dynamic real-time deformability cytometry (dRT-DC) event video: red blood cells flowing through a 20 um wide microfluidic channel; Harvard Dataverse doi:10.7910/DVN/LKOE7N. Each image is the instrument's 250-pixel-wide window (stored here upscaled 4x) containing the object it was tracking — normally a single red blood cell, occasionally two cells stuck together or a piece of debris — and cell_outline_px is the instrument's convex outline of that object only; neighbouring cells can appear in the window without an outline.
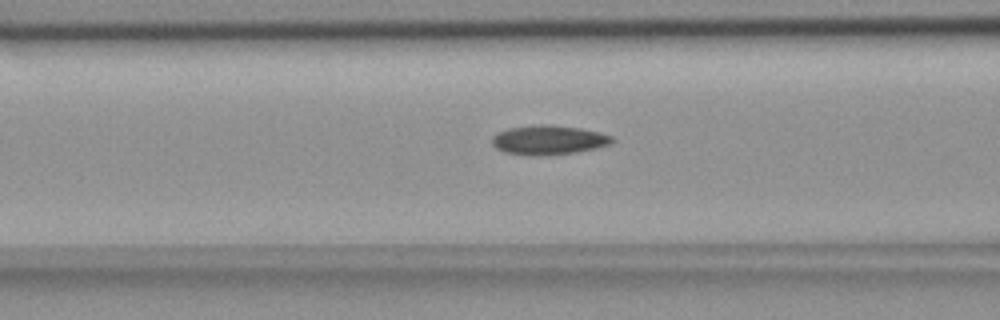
{"species": "common noctule bat (a hibernating species)", "species_latin": "Nyctalus noctula", "temperature_condition": "room temperature", "stored_images_in_passage": 38, "camera_frame_rate_fps": 3000, "um_per_image_px": 0.085, "animal": {"sex": "female", "body_mass_g": 18.4}, "frame": {"image": 1, "passage_image": 10, "time_ms": 3.0, "image_size_px": [1000, 320], "cell_outline_px": [[616, 140], [608, 144], [596, 148], [572, 152], [504, 152], [496, 148], [492, 144], [492, 136], [508, 128], [540, 124], [548, 124], [580, 128], [600, 132], [612, 136]], "centroid_in_image_um": [46.67, 11.83], "position_along_channel_um": 119.9, "area_um2": 19.36}}
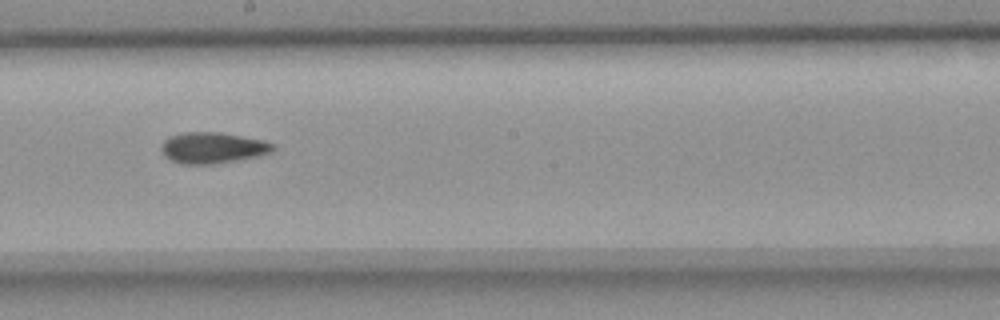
{"frame": {"image": 2, "passage_image": 19, "time_ms": 6.0, "image_size_px": [1000, 320], "cell_outline_px": [[276, 148], [272, 152], [256, 156], [236, 160], [212, 164], [184, 164], [172, 160], [160, 148], [160, 144], [168, 136], [184, 132], [220, 132], [264, 140], [276, 144]], "centroid_in_image_um": [18.1, 12.54], "position_along_channel_um": 230.1, "area_um2": 20.17}}
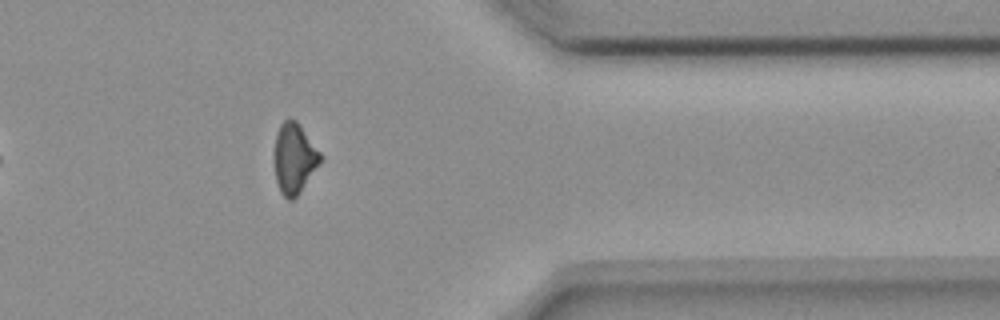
{"frame": {"image": 3, "passage_image": 33, "time_ms": 10.667, "image_size_px": [1000, 320], "cell_outline_px": [[324, 160], [296, 196], [292, 200], [288, 200], [280, 192], [276, 180], [276, 136], [280, 124], [288, 116], [296, 120], [320, 152]], "centroid_in_image_um": [25.05, 13.45], "position_along_channel_um": 386.4, "area_um2": 18.61}, "authors_computed_cell_mechanics": {"area_um2": 19.5364, "velocity_mm_per_s": 3.6861, "shape_relaxation_time_tau1_ms": null, "shape_relaxation_time_tau2_ms": 9.6112, "deformation_change_tau1": null, "deformation_change_tau2": 0.1653}}